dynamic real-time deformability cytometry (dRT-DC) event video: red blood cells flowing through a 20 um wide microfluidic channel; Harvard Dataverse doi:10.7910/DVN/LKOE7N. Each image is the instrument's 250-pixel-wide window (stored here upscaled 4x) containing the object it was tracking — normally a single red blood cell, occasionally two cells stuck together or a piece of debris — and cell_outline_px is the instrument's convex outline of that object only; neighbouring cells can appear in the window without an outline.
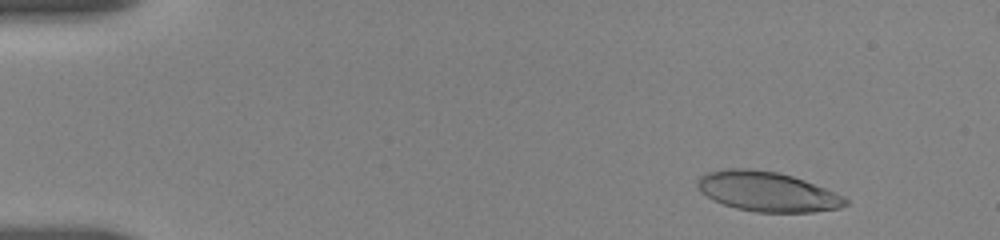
{"species": "human", "species_latin": "Homo sapiens", "temperature_condition": "room temperature", "stored_images_in_passage": 75, "segment_of_instrument_passage": [1, 2], "camera_frame_rate_fps": 3000, "um_per_image_px": 0.085, "donor": {"sex": "female"}, "frame": {"image": 1, "passage_image": 8, "time_ms": 1.667, "image_size_px": [1000, 240], "cell_outline_px": [[848, 204], [840, 208], [812, 212], [756, 212], [736, 208], [712, 200], [700, 192], [696, 184], [696, 180], [704, 172], [728, 168], [748, 168], [776, 172], [792, 176], [804, 180], [844, 196], [848, 200]], "centroid_in_image_um": [65.17, 16.28], "position_along_channel_um": 19.8, "area_um2": 34.39}}
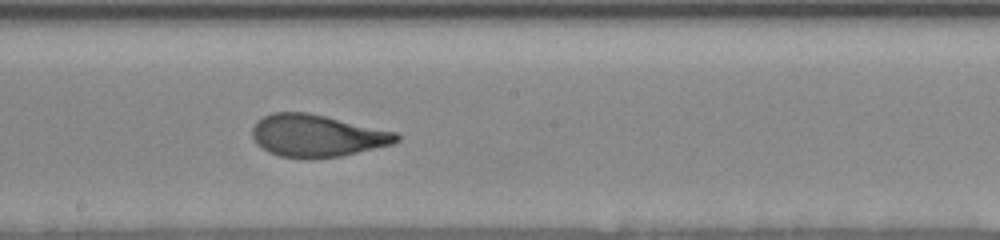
{"frame": {"image": 2, "passage_image": 46, "time_ms": 10.0, "image_size_px": [1000, 240], "cell_outline_px": [[400, 140], [392, 144], [340, 156], [280, 156], [268, 152], [256, 144], [252, 136], [252, 128], [256, 120], [272, 112], [308, 112], [396, 132], [400, 136]], "centroid_in_image_um": [26.91, 11.5], "position_along_channel_um": 221.3, "area_um2": 34.85}}
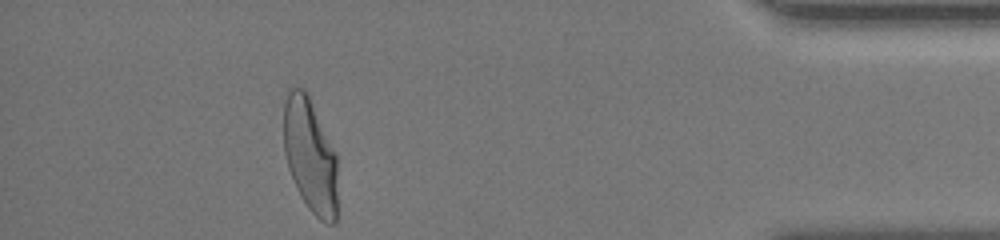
{"frame": {"image": 3, "passage_image": 68, "time_ms": 16.333, "image_size_px": [1000, 240], "cell_outline_px": [[336, 224], [328, 224], [320, 220], [308, 208], [300, 196], [296, 188], [288, 168], [284, 152], [284, 104], [288, 88], [304, 88], [308, 92], [336, 152]], "centroid_in_image_um": [26.36, 13.19], "position_along_channel_um": 408.8, "area_um2": 36.24}}